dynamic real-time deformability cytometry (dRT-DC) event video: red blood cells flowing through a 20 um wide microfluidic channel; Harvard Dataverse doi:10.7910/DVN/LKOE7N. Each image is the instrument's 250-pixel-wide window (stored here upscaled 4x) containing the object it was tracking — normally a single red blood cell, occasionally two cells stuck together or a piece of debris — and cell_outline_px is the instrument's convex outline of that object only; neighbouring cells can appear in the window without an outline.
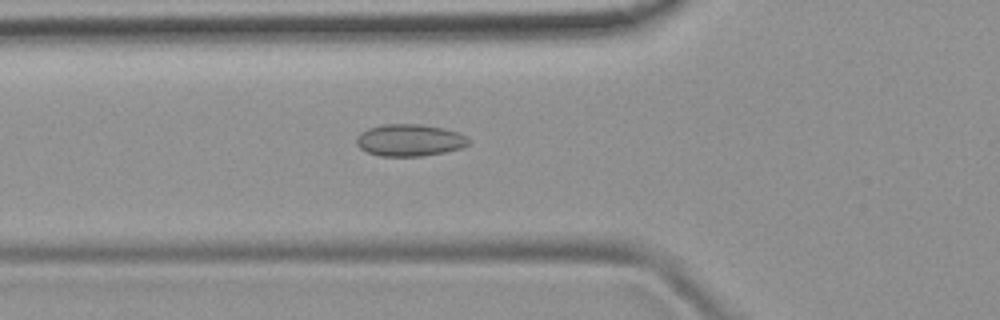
{"species": "common noctule bat (a hibernating species)", "species_latin": "Nyctalus noctula", "temperature_condition": "room temperature", "stored_images_in_passage": 43, "camera_frame_rate_fps": 3000, "um_per_image_px": 0.085, "animal": {"sex": "female", "body_mass_g": 19.9}, "frame": {"image": 1, "passage_image": 10, "time_ms": 3.0, "image_size_px": [1000, 320], "cell_outline_px": [[472, 140], [468, 144], [460, 148], [444, 152], [424, 156], [380, 156], [368, 152], [360, 148], [356, 144], [356, 136], [360, 132], [368, 128], [380, 124], [420, 124], [444, 128], [468, 136]], "centroid_in_image_um": [34.81, 11.91], "position_along_channel_um": 91.0, "area_um2": 21.1}}
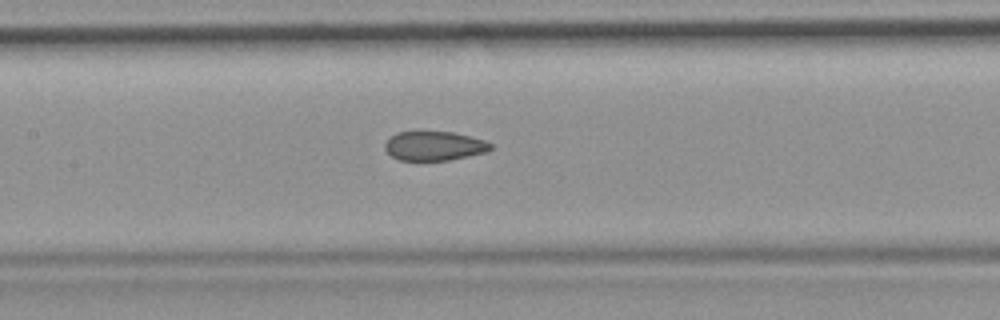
{"frame": {"image": 2, "passage_image": 16, "time_ms": 5.0, "image_size_px": [1000, 320], "cell_outline_px": [[492, 148], [488, 152], [448, 160], [400, 160], [392, 156], [384, 148], [384, 144], [396, 132], [416, 128], [452, 132], [484, 140], [492, 144]], "centroid_in_image_um": [36.87, 12.35], "position_along_channel_um": 170.5, "area_um2": 18.61}}
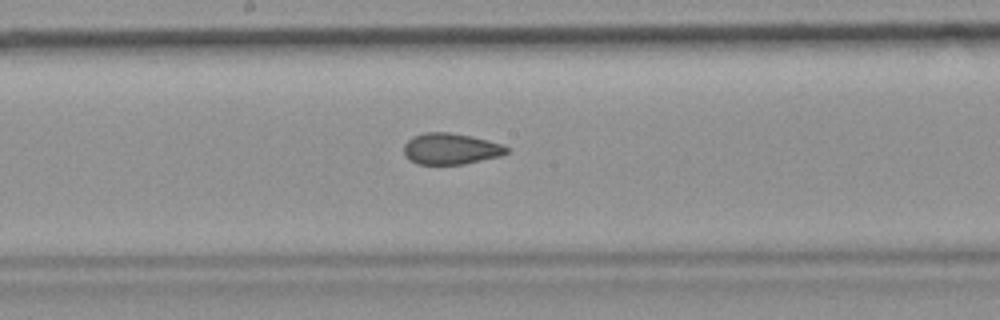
{"frame": {"image": 3, "passage_image": 19, "time_ms": 6.0, "image_size_px": [1000, 320], "cell_outline_px": [[508, 152], [500, 156], [464, 164], [416, 164], [408, 160], [404, 156], [404, 144], [412, 136], [424, 132], [448, 132], [472, 136], [488, 140], [500, 144], [508, 148]], "centroid_in_image_um": [38.26, 12.65], "position_along_channel_um": 209.9, "area_um2": 18.79}, "authors_computed_cell_mechanics": {"area_um2": 19.1896, "velocity_mm_per_s": 3.9505, "shape_relaxation_time_tau1_ms": null, "shape_relaxation_time_tau2_ms": 1.6739, "deformation_change_tau1": null, "deformation_change_tau2": 0.0773}}